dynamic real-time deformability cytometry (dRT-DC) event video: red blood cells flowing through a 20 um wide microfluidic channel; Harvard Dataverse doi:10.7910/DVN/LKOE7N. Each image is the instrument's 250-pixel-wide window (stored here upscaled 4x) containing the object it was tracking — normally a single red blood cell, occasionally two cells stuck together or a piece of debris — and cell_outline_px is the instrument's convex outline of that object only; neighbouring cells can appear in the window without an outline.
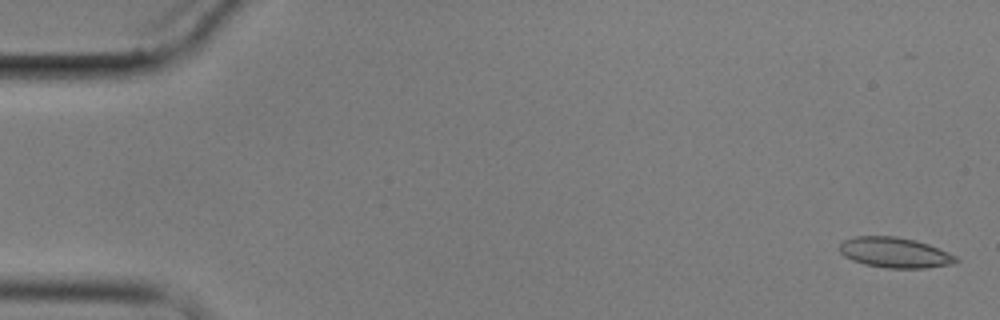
{"species": "common noctule bat (a hibernating species)", "species_latin": "Nyctalus noctula", "temperature_condition": "cold", "stored_images_in_passage": 11, "camera_frame_rate_fps": 3000, "um_per_image_px": 0.085, "animal": {"sex": "male", "body_mass_g": 17.9}, "frame": {"image": 1, "passage_image": 1, "time_ms": 0.0, "image_size_px": [1000, 320], "cell_outline_px": [[960, 260], [952, 264], [928, 268], [888, 268], [864, 264], [852, 260], [844, 256], [840, 252], [840, 244], [844, 240], [856, 236], [896, 236], [916, 240], [928, 244], [948, 252], [956, 256]], "centroid_in_image_um": [76.07, 21.47], "position_along_channel_um": 8.9, "area_um2": 20.63}}
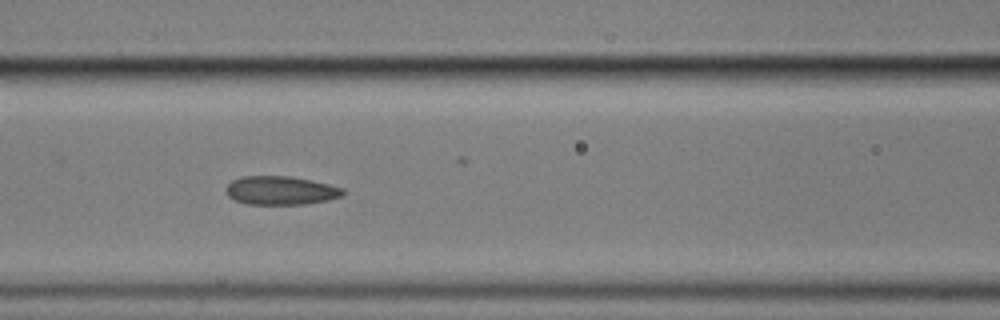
{"frame": {"image": 2, "passage_image": 7, "time_ms": 7.667, "image_size_px": [1000, 320], "cell_outline_px": [[348, 192], [344, 196], [328, 200], [304, 204], [248, 204], [236, 200], [228, 196], [224, 192], [224, 188], [232, 180], [244, 176], [292, 176], [312, 180], [344, 188]], "centroid_in_image_um": [23.89, 16.18], "position_along_channel_um": 142.7, "area_um2": 19.77}}
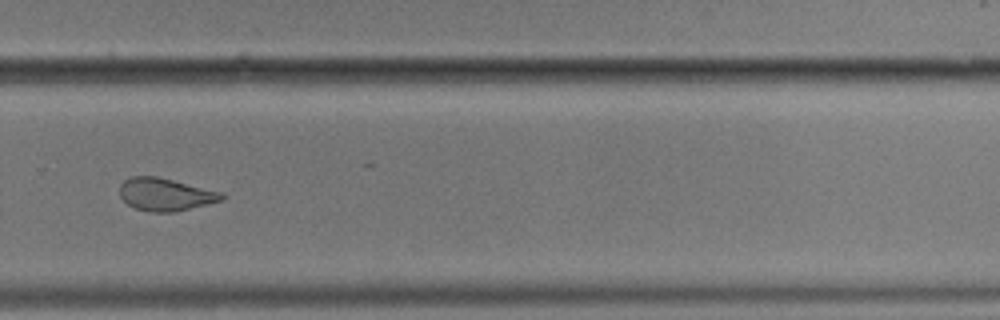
{"frame": {"image": 3, "passage_image": 11, "time_ms": 12.667, "image_size_px": [1000, 320], "cell_outline_px": [[228, 196], [224, 200], [172, 212], [148, 212], [136, 208], [128, 204], [120, 196], [120, 184], [124, 180], [132, 176], [156, 176], [224, 192]], "centroid_in_image_um": [14.1, 16.52], "position_along_channel_um": 315.7, "area_um2": 19.48}}